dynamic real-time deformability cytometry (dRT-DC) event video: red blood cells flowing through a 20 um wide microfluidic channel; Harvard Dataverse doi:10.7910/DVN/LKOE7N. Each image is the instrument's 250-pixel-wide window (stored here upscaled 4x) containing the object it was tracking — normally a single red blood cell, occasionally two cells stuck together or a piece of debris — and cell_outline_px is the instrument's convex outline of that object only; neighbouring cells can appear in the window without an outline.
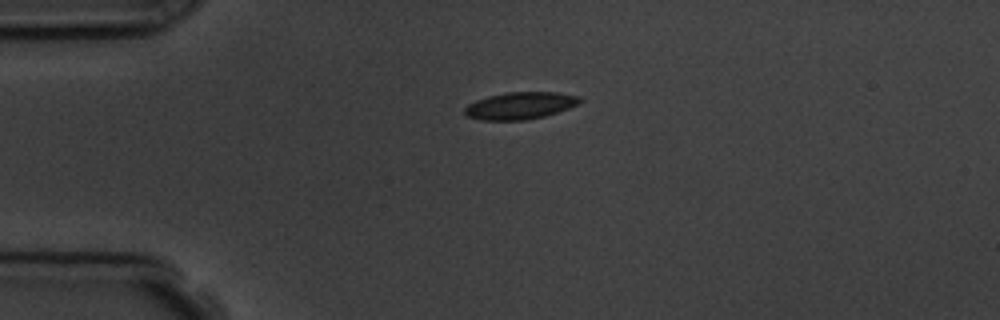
{"species": "common noctule bat (a hibernating species)", "species_latin": "Nyctalus noctula", "temperature_condition": "room temperature", "stored_images_in_passage": 6, "camera_frame_rate_fps": 3000, "um_per_image_px": 0.085, "animal": {"sex": "male", "body_mass_g": 19.5, "forearm_length_mm": 54.6}, "frame": {"image": 1, "passage_image": 1, "time_ms": 0.0, "image_size_px": [1000, 320], "cell_outline_px": [[584, 100], [580, 104], [544, 116], [524, 120], [480, 120], [464, 116], [464, 108], [468, 104], [476, 100], [488, 96], [508, 92], [556, 92], [580, 96]], "centroid_in_image_um": [44.21, 8.98], "position_along_channel_um": 40.8, "area_um2": 18.32}}